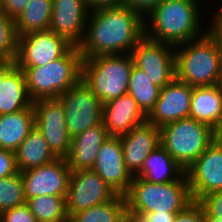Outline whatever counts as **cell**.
I'll list each match as a JSON object with an SVG mask.
<instances>
[{
	"label": "cell",
	"instance_id": "obj_1",
	"mask_svg": "<svg viewBox=\"0 0 222 222\" xmlns=\"http://www.w3.org/2000/svg\"><path fill=\"white\" fill-rule=\"evenodd\" d=\"M89 15L78 46L82 57L120 55L127 50L131 54L145 36L144 16L128 6L101 7L90 10Z\"/></svg>",
	"mask_w": 222,
	"mask_h": 222
},
{
	"label": "cell",
	"instance_id": "obj_2",
	"mask_svg": "<svg viewBox=\"0 0 222 222\" xmlns=\"http://www.w3.org/2000/svg\"><path fill=\"white\" fill-rule=\"evenodd\" d=\"M198 0H162L147 16L151 32L145 21V37L155 42L166 43L175 47L195 40L200 35ZM200 16V17H199ZM148 29V30H147Z\"/></svg>",
	"mask_w": 222,
	"mask_h": 222
},
{
	"label": "cell",
	"instance_id": "obj_3",
	"mask_svg": "<svg viewBox=\"0 0 222 222\" xmlns=\"http://www.w3.org/2000/svg\"><path fill=\"white\" fill-rule=\"evenodd\" d=\"M124 196L127 213L135 217L157 211L180 213L193 203L185 174L178 181L158 184L133 176Z\"/></svg>",
	"mask_w": 222,
	"mask_h": 222
},
{
	"label": "cell",
	"instance_id": "obj_4",
	"mask_svg": "<svg viewBox=\"0 0 222 222\" xmlns=\"http://www.w3.org/2000/svg\"><path fill=\"white\" fill-rule=\"evenodd\" d=\"M176 47V78L192 87L222 82V49L207 33Z\"/></svg>",
	"mask_w": 222,
	"mask_h": 222
},
{
	"label": "cell",
	"instance_id": "obj_5",
	"mask_svg": "<svg viewBox=\"0 0 222 222\" xmlns=\"http://www.w3.org/2000/svg\"><path fill=\"white\" fill-rule=\"evenodd\" d=\"M122 55L82 59L81 80L102 103L127 94L134 60L129 53Z\"/></svg>",
	"mask_w": 222,
	"mask_h": 222
},
{
	"label": "cell",
	"instance_id": "obj_6",
	"mask_svg": "<svg viewBox=\"0 0 222 222\" xmlns=\"http://www.w3.org/2000/svg\"><path fill=\"white\" fill-rule=\"evenodd\" d=\"M82 55L78 46H73L63 57L43 66L20 68L26 76L30 98H58L81 80Z\"/></svg>",
	"mask_w": 222,
	"mask_h": 222
},
{
	"label": "cell",
	"instance_id": "obj_7",
	"mask_svg": "<svg viewBox=\"0 0 222 222\" xmlns=\"http://www.w3.org/2000/svg\"><path fill=\"white\" fill-rule=\"evenodd\" d=\"M160 145L186 170L217 138L218 133L193 118H184L159 128Z\"/></svg>",
	"mask_w": 222,
	"mask_h": 222
},
{
	"label": "cell",
	"instance_id": "obj_8",
	"mask_svg": "<svg viewBox=\"0 0 222 222\" xmlns=\"http://www.w3.org/2000/svg\"><path fill=\"white\" fill-rule=\"evenodd\" d=\"M71 138L102 122L103 103L80 80L58 97Z\"/></svg>",
	"mask_w": 222,
	"mask_h": 222
},
{
	"label": "cell",
	"instance_id": "obj_9",
	"mask_svg": "<svg viewBox=\"0 0 222 222\" xmlns=\"http://www.w3.org/2000/svg\"><path fill=\"white\" fill-rule=\"evenodd\" d=\"M73 45L50 30L17 37L15 65L18 68L43 66L63 57Z\"/></svg>",
	"mask_w": 222,
	"mask_h": 222
},
{
	"label": "cell",
	"instance_id": "obj_10",
	"mask_svg": "<svg viewBox=\"0 0 222 222\" xmlns=\"http://www.w3.org/2000/svg\"><path fill=\"white\" fill-rule=\"evenodd\" d=\"M175 47L145 36L132 49L134 65L160 89L175 78ZM173 50V51H171Z\"/></svg>",
	"mask_w": 222,
	"mask_h": 222
},
{
	"label": "cell",
	"instance_id": "obj_11",
	"mask_svg": "<svg viewBox=\"0 0 222 222\" xmlns=\"http://www.w3.org/2000/svg\"><path fill=\"white\" fill-rule=\"evenodd\" d=\"M193 202L222 191V140L217 138L185 170Z\"/></svg>",
	"mask_w": 222,
	"mask_h": 222
},
{
	"label": "cell",
	"instance_id": "obj_12",
	"mask_svg": "<svg viewBox=\"0 0 222 222\" xmlns=\"http://www.w3.org/2000/svg\"><path fill=\"white\" fill-rule=\"evenodd\" d=\"M34 125L57 158H66L71 148L63 104L58 98L33 101Z\"/></svg>",
	"mask_w": 222,
	"mask_h": 222
},
{
	"label": "cell",
	"instance_id": "obj_13",
	"mask_svg": "<svg viewBox=\"0 0 222 222\" xmlns=\"http://www.w3.org/2000/svg\"><path fill=\"white\" fill-rule=\"evenodd\" d=\"M116 195L91 169L71 171L66 195L68 216L70 218L74 213L104 204Z\"/></svg>",
	"mask_w": 222,
	"mask_h": 222
},
{
	"label": "cell",
	"instance_id": "obj_14",
	"mask_svg": "<svg viewBox=\"0 0 222 222\" xmlns=\"http://www.w3.org/2000/svg\"><path fill=\"white\" fill-rule=\"evenodd\" d=\"M71 169L66 158L21 172L25 199L54 195L66 197Z\"/></svg>",
	"mask_w": 222,
	"mask_h": 222
},
{
	"label": "cell",
	"instance_id": "obj_15",
	"mask_svg": "<svg viewBox=\"0 0 222 222\" xmlns=\"http://www.w3.org/2000/svg\"><path fill=\"white\" fill-rule=\"evenodd\" d=\"M193 87L174 78L159 91L158 100L147 115V122L160 128L168 123L188 118Z\"/></svg>",
	"mask_w": 222,
	"mask_h": 222
},
{
	"label": "cell",
	"instance_id": "obj_16",
	"mask_svg": "<svg viewBox=\"0 0 222 222\" xmlns=\"http://www.w3.org/2000/svg\"><path fill=\"white\" fill-rule=\"evenodd\" d=\"M91 170L117 194L128 192L133 176L126 169L119 137H109L102 144Z\"/></svg>",
	"mask_w": 222,
	"mask_h": 222
},
{
	"label": "cell",
	"instance_id": "obj_17",
	"mask_svg": "<svg viewBox=\"0 0 222 222\" xmlns=\"http://www.w3.org/2000/svg\"><path fill=\"white\" fill-rule=\"evenodd\" d=\"M49 30L79 46L85 34L90 9L85 0H52Z\"/></svg>",
	"mask_w": 222,
	"mask_h": 222
},
{
	"label": "cell",
	"instance_id": "obj_18",
	"mask_svg": "<svg viewBox=\"0 0 222 222\" xmlns=\"http://www.w3.org/2000/svg\"><path fill=\"white\" fill-rule=\"evenodd\" d=\"M126 169L135 176L144 160L160 145V130L147 121L119 137Z\"/></svg>",
	"mask_w": 222,
	"mask_h": 222
},
{
	"label": "cell",
	"instance_id": "obj_19",
	"mask_svg": "<svg viewBox=\"0 0 222 222\" xmlns=\"http://www.w3.org/2000/svg\"><path fill=\"white\" fill-rule=\"evenodd\" d=\"M147 121V116L129 94L103 103L102 122L109 137H121Z\"/></svg>",
	"mask_w": 222,
	"mask_h": 222
},
{
	"label": "cell",
	"instance_id": "obj_20",
	"mask_svg": "<svg viewBox=\"0 0 222 222\" xmlns=\"http://www.w3.org/2000/svg\"><path fill=\"white\" fill-rule=\"evenodd\" d=\"M108 138L103 122L71 138V148L66 157L71 171L92 169L100 147Z\"/></svg>",
	"mask_w": 222,
	"mask_h": 222
},
{
	"label": "cell",
	"instance_id": "obj_21",
	"mask_svg": "<svg viewBox=\"0 0 222 222\" xmlns=\"http://www.w3.org/2000/svg\"><path fill=\"white\" fill-rule=\"evenodd\" d=\"M190 118L204 123L217 133L222 128V89L221 85L193 87Z\"/></svg>",
	"mask_w": 222,
	"mask_h": 222
},
{
	"label": "cell",
	"instance_id": "obj_22",
	"mask_svg": "<svg viewBox=\"0 0 222 222\" xmlns=\"http://www.w3.org/2000/svg\"><path fill=\"white\" fill-rule=\"evenodd\" d=\"M32 105L25 73L14 65L0 81V115L15 113Z\"/></svg>",
	"mask_w": 222,
	"mask_h": 222
},
{
	"label": "cell",
	"instance_id": "obj_23",
	"mask_svg": "<svg viewBox=\"0 0 222 222\" xmlns=\"http://www.w3.org/2000/svg\"><path fill=\"white\" fill-rule=\"evenodd\" d=\"M184 174L185 170L161 145H158L144 160L136 177L158 184L178 181Z\"/></svg>",
	"mask_w": 222,
	"mask_h": 222
},
{
	"label": "cell",
	"instance_id": "obj_24",
	"mask_svg": "<svg viewBox=\"0 0 222 222\" xmlns=\"http://www.w3.org/2000/svg\"><path fill=\"white\" fill-rule=\"evenodd\" d=\"M34 127L33 105L15 113L0 115V148L15 151Z\"/></svg>",
	"mask_w": 222,
	"mask_h": 222
},
{
	"label": "cell",
	"instance_id": "obj_25",
	"mask_svg": "<svg viewBox=\"0 0 222 222\" xmlns=\"http://www.w3.org/2000/svg\"><path fill=\"white\" fill-rule=\"evenodd\" d=\"M14 152L20 172L48 164L57 158L50 150L43 134L35 127Z\"/></svg>",
	"mask_w": 222,
	"mask_h": 222
},
{
	"label": "cell",
	"instance_id": "obj_26",
	"mask_svg": "<svg viewBox=\"0 0 222 222\" xmlns=\"http://www.w3.org/2000/svg\"><path fill=\"white\" fill-rule=\"evenodd\" d=\"M52 0H30L22 13L14 19L17 37L30 32L48 31L52 17Z\"/></svg>",
	"mask_w": 222,
	"mask_h": 222
},
{
	"label": "cell",
	"instance_id": "obj_27",
	"mask_svg": "<svg viewBox=\"0 0 222 222\" xmlns=\"http://www.w3.org/2000/svg\"><path fill=\"white\" fill-rule=\"evenodd\" d=\"M126 214L125 196L117 194L104 204L74 213L69 222H123Z\"/></svg>",
	"mask_w": 222,
	"mask_h": 222
},
{
	"label": "cell",
	"instance_id": "obj_28",
	"mask_svg": "<svg viewBox=\"0 0 222 222\" xmlns=\"http://www.w3.org/2000/svg\"><path fill=\"white\" fill-rule=\"evenodd\" d=\"M37 222H69L66 197L45 195L26 199Z\"/></svg>",
	"mask_w": 222,
	"mask_h": 222
},
{
	"label": "cell",
	"instance_id": "obj_29",
	"mask_svg": "<svg viewBox=\"0 0 222 222\" xmlns=\"http://www.w3.org/2000/svg\"><path fill=\"white\" fill-rule=\"evenodd\" d=\"M159 91L160 88L154 85L147 75L134 65L129 79L127 94L132 96L146 116L158 100Z\"/></svg>",
	"mask_w": 222,
	"mask_h": 222
},
{
	"label": "cell",
	"instance_id": "obj_30",
	"mask_svg": "<svg viewBox=\"0 0 222 222\" xmlns=\"http://www.w3.org/2000/svg\"><path fill=\"white\" fill-rule=\"evenodd\" d=\"M25 203L21 172L0 178V213Z\"/></svg>",
	"mask_w": 222,
	"mask_h": 222
},
{
	"label": "cell",
	"instance_id": "obj_31",
	"mask_svg": "<svg viewBox=\"0 0 222 222\" xmlns=\"http://www.w3.org/2000/svg\"><path fill=\"white\" fill-rule=\"evenodd\" d=\"M16 49L14 20L0 12V60H15Z\"/></svg>",
	"mask_w": 222,
	"mask_h": 222
},
{
	"label": "cell",
	"instance_id": "obj_32",
	"mask_svg": "<svg viewBox=\"0 0 222 222\" xmlns=\"http://www.w3.org/2000/svg\"><path fill=\"white\" fill-rule=\"evenodd\" d=\"M0 222H37V220L25 203L1 212Z\"/></svg>",
	"mask_w": 222,
	"mask_h": 222
},
{
	"label": "cell",
	"instance_id": "obj_33",
	"mask_svg": "<svg viewBox=\"0 0 222 222\" xmlns=\"http://www.w3.org/2000/svg\"><path fill=\"white\" fill-rule=\"evenodd\" d=\"M197 203L208 216L220 217L222 220V191L210 193L200 198Z\"/></svg>",
	"mask_w": 222,
	"mask_h": 222
},
{
	"label": "cell",
	"instance_id": "obj_34",
	"mask_svg": "<svg viewBox=\"0 0 222 222\" xmlns=\"http://www.w3.org/2000/svg\"><path fill=\"white\" fill-rule=\"evenodd\" d=\"M15 152L0 148V178L18 173Z\"/></svg>",
	"mask_w": 222,
	"mask_h": 222
},
{
	"label": "cell",
	"instance_id": "obj_35",
	"mask_svg": "<svg viewBox=\"0 0 222 222\" xmlns=\"http://www.w3.org/2000/svg\"><path fill=\"white\" fill-rule=\"evenodd\" d=\"M172 222H204V210L197 202H193L184 211L177 213Z\"/></svg>",
	"mask_w": 222,
	"mask_h": 222
},
{
	"label": "cell",
	"instance_id": "obj_36",
	"mask_svg": "<svg viewBox=\"0 0 222 222\" xmlns=\"http://www.w3.org/2000/svg\"><path fill=\"white\" fill-rule=\"evenodd\" d=\"M30 0H0V12L11 19H16Z\"/></svg>",
	"mask_w": 222,
	"mask_h": 222
},
{
	"label": "cell",
	"instance_id": "obj_37",
	"mask_svg": "<svg viewBox=\"0 0 222 222\" xmlns=\"http://www.w3.org/2000/svg\"><path fill=\"white\" fill-rule=\"evenodd\" d=\"M161 1L162 0H123V5L145 16V20H147L146 14L148 15Z\"/></svg>",
	"mask_w": 222,
	"mask_h": 222
},
{
	"label": "cell",
	"instance_id": "obj_38",
	"mask_svg": "<svg viewBox=\"0 0 222 222\" xmlns=\"http://www.w3.org/2000/svg\"><path fill=\"white\" fill-rule=\"evenodd\" d=\"M212 26L207 29V34L218 44L222 49V8L216 12Z\"/></svg>",
	"mask_w": 222,
	"mask_h": 222
},
{
	"label": "cell",
	"instance_id": "obj_39",
	"mask_svg": "<svg viewBox=\"0 0 222 222\" xmlns=\"http://www.w3.org/2000/svg\"><path fill=\"white\" fill-rule=\"evenodd\" d=\"M177 213H158L148 212L143 213L139 218L144 222H172Z\"/></svg>",
	"mask_w": 222,
	"mask_h": 222
},
{
	"label": "cell",
	"instance_id": "obj_40",
	"mask_svg": "<svg viewBox=\"0 0 222 222\" xmlns=\"http://www.w3.org/2000/svg\"><path fill=\"white\" fill-rule=\"evenodd\" d=\"M90 10L123 5V0H85Z\"/></svg>",
	"mask_w": 222,
	"mask_h": 222
},
{
	"label": "cell",
	"instance_id": "obj_41",
	"mask_svg": "<svg viewBox=\"0 0 222 222\" xmlns=\"http://www.w3.org/2000/svg\"><path fill=\"white\" fill-rule=\"evenodd\" d=\"M14 65V60H0V81Z\"/></svg>",
	"mask_w": 222,
	"mask_h": 222
},
{
	"label": "cell",
	"instance_id": "obj_42",
	"mask_svg": "<svg viewBox=\"0 0 222 222\" xmlns=\"http://www.w3.org/2000/svg\"><path fill=\"white\" fill-rule=\"evenodd\" d=\"M123 222H144L141 218L126 214Z\"/></svg>",
	"mask_w": 222,
	"mask_h": 222
},
{
	"label": "cell",
	"instance_id": "obj_43",
	"mask_svg": "<svg viewBox=\"0 0 222 222\" xmlns=\"http://www.w3.org/2000/svg\"><path fill=\"white\" fill-rule=\"evenodd\" d=\"M204 222H222L220 217H211L204 212Z\"/></svg>",
	"mask_w": 222,
	"mask_h": 222
},
{
	"label": "cell",
	"instance_id": "obj_44",
	"mask_svg": "<svg viewBox=\"0 0 222 222\" xmlns=\"http://www.w3.org/2000/svg\"><path fill=\"white\" fill-rule=\"evenodd\" d=\"M218 137L222 140V128H221V130L218 132Z\"/></svg>",
	"mask_w": 222,
	"mask_h": 222
}]
</instances>
